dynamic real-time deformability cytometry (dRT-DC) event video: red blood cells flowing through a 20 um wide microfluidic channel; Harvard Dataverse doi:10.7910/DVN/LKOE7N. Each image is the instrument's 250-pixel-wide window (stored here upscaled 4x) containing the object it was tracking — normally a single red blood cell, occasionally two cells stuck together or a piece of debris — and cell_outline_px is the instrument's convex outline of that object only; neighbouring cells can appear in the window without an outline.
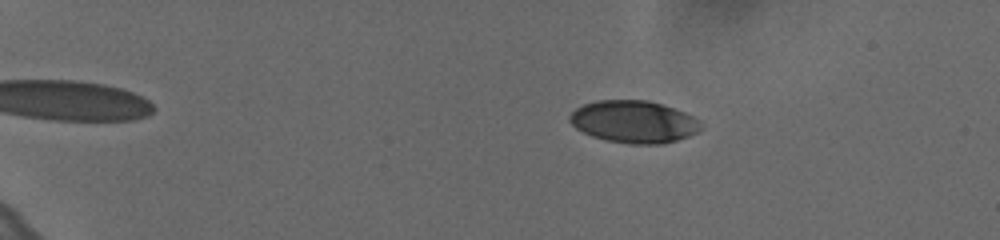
{"species": "human", "species_latin": "Homo sapiens", "temperature_condition": "cold", "stored_images_in_passage": 53, "camera_frame_rate_fps": 3000, "um_per_image_px": 0.085, "donor": {"sex": "female"}, "frame": {"image": 1, "passage_image": 6, "time_ms": 1.667, "image_size_px": [1000, 240], "cell_outline_px": [[700, 128], [696, 132], [688, 136], [664, 144], [628, 144], [604, 140], [592, 136], [576, 128], [568, 120], [568, 116], [576, 108], [584, 104], [596, 100], [648, 100], [684, 112], [700, 120]], "centroid_in_image_um": [53.84, 10.35], "position_along_channel_um": 31.2, "area_um2": 32.25}}
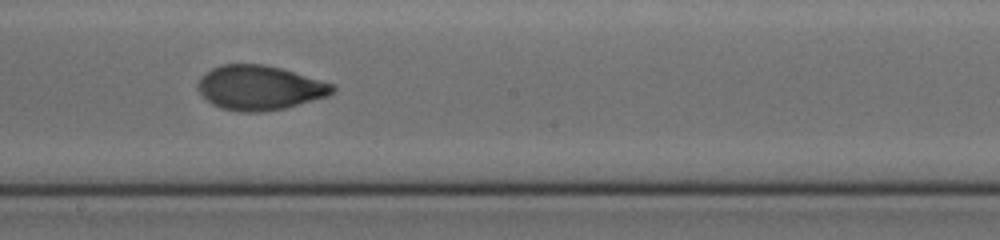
{"frame": {"image": 2, "passage_image": 31, "time_ms": 10.0, "image_size_px": [1000, 240], "cell_outline_px": [[336, 92], [328, 96], [284, 108], [264, 112], [240, 112], [220, 108], [212, 104], [196, 88], [196, 84], [200, 76], [204, 72], [220, 64], [264, 64], [280, 68], [336, 84]], "centroid_in_image_um": [22.06, 7.45], "position_along_channel_um": 226.1, "area_um2": 35.26}}
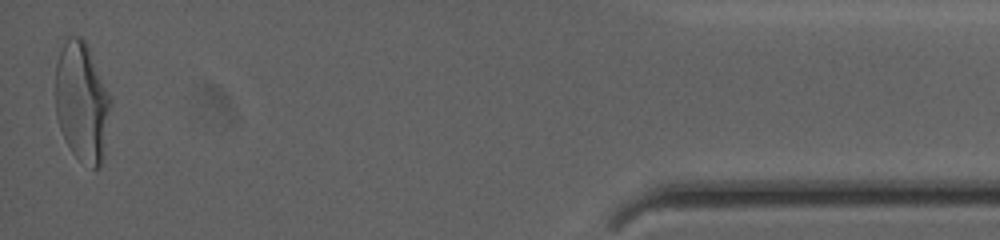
{"frame": {"image": 3, "passage_image": 53, "time_ms": 17.333, "image_size_px": [1000, 240], "cell_outline_px": [[112, 104], [100, 164], [96, 168], [92, 168], [80, 160], [72, 152], [60, 128], [56, 116], [56, 64], [60, 52], [68, 36], [80, 36], [88, 44], [112, 100]], "centroid_in_image_um": [6.97, 8.61], "position_along_channel_um": 428.2, "area_um2": 38.03}, "authors_computed_cell_mechanics": {"area_um2": 34.2176, "velocity_mm_per_s": 3.6248, "shape_relaxation_time_tau1_ms": 4.5798, "shape_relaxation_time_tau2_ms": 1.2898, "deformation_change_tau1": 0.1914, "deformation_change_tau2": 0.0543}}